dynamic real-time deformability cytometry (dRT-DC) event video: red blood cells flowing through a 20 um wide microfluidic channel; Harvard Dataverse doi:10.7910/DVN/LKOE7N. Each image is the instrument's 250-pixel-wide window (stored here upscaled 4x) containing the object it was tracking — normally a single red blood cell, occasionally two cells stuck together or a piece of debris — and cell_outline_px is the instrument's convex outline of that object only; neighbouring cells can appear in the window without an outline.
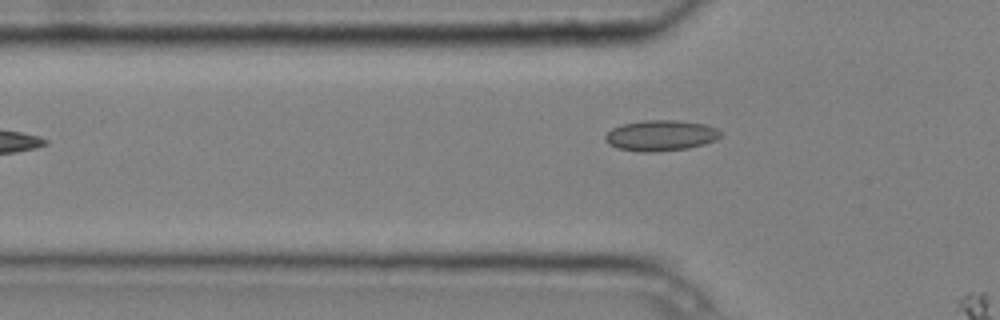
{"species": "common noctule bat (a hibernating species)", "species_latin": "Nyctalus noctula", "temperature_condition": "cold", "stored_images_in_passage": 5, "camera_frame_rate_fps": 3000, "um_per_image_px": 0.085, "animal": {"sex": "male", "body_mass_g": 20.4}, "frame": {"image": 1, "passage_image": 5, "time_ms": 1.333, "image_size_px": [1000, 320], "cell_outline_px": [[724, 132], [716, 140], [704, 144], [688, 148], [656, 152], [640, 152], [616, 148], [608, 144], [604, 140], [604, 136], [612, 128], [624, 124], [644, 120], [676, 120], [704, 124], [716, 128]], "centroid_in_image_um": [56.16, 11.53], "position_along_channel_um": 69.6, "area_um2": 20.81}}